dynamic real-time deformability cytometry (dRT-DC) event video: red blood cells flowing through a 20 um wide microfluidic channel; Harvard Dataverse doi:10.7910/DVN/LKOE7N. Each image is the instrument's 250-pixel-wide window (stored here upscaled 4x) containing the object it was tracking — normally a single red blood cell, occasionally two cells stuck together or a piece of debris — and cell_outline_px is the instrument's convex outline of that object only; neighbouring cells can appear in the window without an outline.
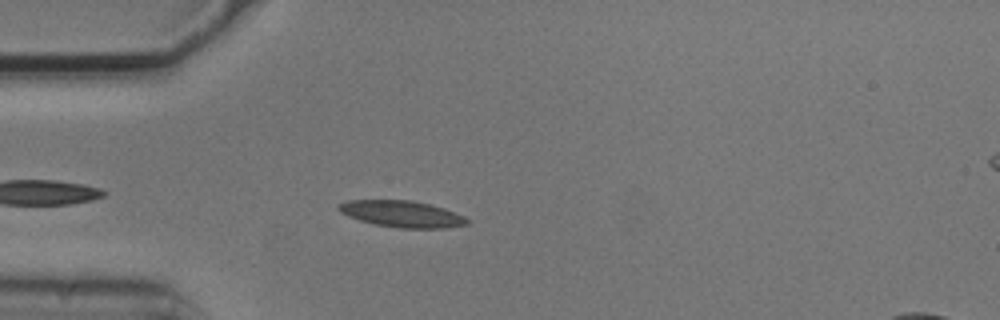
{"species": "common noctule bat (a hibernating species)", "species_latin": "Nyctalus noctula", "temperature_condition": "cold", "stored_images_in_passage": 4, "camera_frame_rate_fps": 3000, "um_per_image_px": 0.085, "animal": {"sex": "male", "body_mass_g": 20.5, "forearm_length_mm": 52.5}, "frame": {"image": 1, "passage_image": 4, "time_ms": 1.0, "image_size_px": [1000, 320], "cell_outline_px": [[472, 220], [468, 224], [444, 228], [400, 228], [376, 224], [360, 220], [340, 212], [336, 208], [340, 204], [348, 200], [412, 200], [444, 208], [464, 216]], "centroid_in_image_um": [34.2, 18.18], "position_along_channel_um": 50.8, "area_um2": 19.71}}